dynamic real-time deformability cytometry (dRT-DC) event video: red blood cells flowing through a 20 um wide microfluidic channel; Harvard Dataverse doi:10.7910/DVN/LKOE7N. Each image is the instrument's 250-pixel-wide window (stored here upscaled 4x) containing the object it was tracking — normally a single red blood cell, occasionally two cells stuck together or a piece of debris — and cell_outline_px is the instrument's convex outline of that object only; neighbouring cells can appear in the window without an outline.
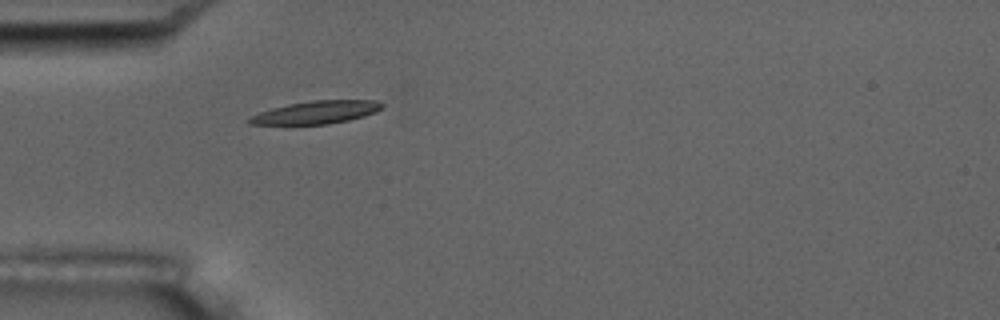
{"species": "common noctule bat (a hibernating species)", "species_latin": "Nyctalus noctula", "temperature_condition": "room temperature", "stored_images_in_passage": 1, "camera_frame_rate_fps": 3000, "um_per_image_px": 0.085, "animal": {"sex": "male", "body_mass_g": 17.5, "forearm_length_mm": 52.3}, "frame": {"image": 1, "passage_image": 1, "time_ms": 0.0, "image_size_px": [1000, 320], "cell_outline_px": [[384, 104], [376, 112], [364, 116], [348, 120], [328, 124], [248, 124], [248, 116], [272, 108], [288, 104], [312, 100], [376, 100]], "centroid_in_image_um": [26.87, 9.54], "position_along_channel_um": 58.1, "area_um2": 17.57}}